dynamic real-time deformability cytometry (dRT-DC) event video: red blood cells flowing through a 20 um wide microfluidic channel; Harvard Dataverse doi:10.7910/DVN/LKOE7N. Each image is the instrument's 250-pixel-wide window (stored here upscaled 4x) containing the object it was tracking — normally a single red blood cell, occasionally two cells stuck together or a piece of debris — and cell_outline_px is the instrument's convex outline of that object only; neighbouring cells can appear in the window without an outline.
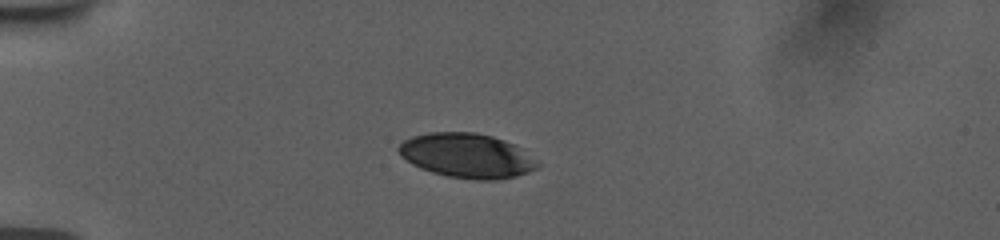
{"species": "human", "species_latin": "Homo sapiens", "temperature_condition": "room temperature", "stored_images_in_passage": 41, "camera_frame_rate_fps": 3000, "um_per_image_px": 0.085, "donor": {"sex": "female"}, "frame": {"image": 1, "passage_image": 1, "time_ms": 0.0, "image_size_px": [1000, 240], "cell_outline_px": [[540, 164], [536, 168], [528, 172], [516, 176], [496, 180], [476, 180], [448, 176], [432, 172], [420, 168], [412, 164], [400, 156], [396, 148], [404, 140], [412, 136], [428, 132], [476, 132], [492, 136], [504, 140], [512, 144], [536, 160]], "centroid_in_image_um": [39.63, 13.23], "position_along_channel_um": 45.4, "area_um2": 35.89}}
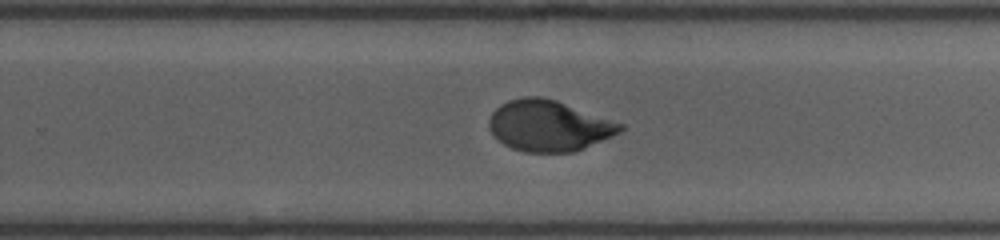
{"frame": {"image": 2, "passage_image": 23, "time_ms": 7.333, "image_size_px": [1000, 240], "cell_outline_px": [[624, 128], [620, 132], [612, 136], [572, 152], [524, 152], [512, 148], [504, 144], [488, 128], [488, 120], [492, 112], [500, 104], [508, 100], [524, 96], [544, 96], [556, 100], [624, 124]], "centroid_in_image_um": [46.62, 10.67], "position_along_channel_um": 283.2, "area_um2": 38.78}}
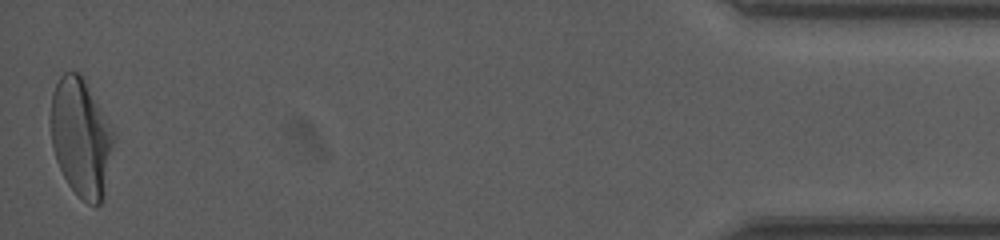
{"frame": {"image": 3, "passage_image": 41, "time_ms": 13.333, "image_size_px": [1000, 240], "cell_outline_px": [[112, 144], [104, 196], [100, 204], [96, 208], [88, 204], [68, 184], [56, 160], [52, 144], [48, 120], [52, 92], [60, 76], [64, 72], [80, 72], [112, 124]], "centroid_in_image_um": [6.85, 11.64], "position_along_channel_um": 428.4, "area_um2": 43.58}, "authors_computed_cell_mechanics": {"area_um2": 39.1306, "velocity_mm_per_s": 3.7349, "shape_relaxation_time_tau1_ms": 4.9337, "shape_relaxation_time_tau2_ms": 0.8354, "deformation_change_tau1": 0.1835, "deformation_change_tau2": 0.0483}}